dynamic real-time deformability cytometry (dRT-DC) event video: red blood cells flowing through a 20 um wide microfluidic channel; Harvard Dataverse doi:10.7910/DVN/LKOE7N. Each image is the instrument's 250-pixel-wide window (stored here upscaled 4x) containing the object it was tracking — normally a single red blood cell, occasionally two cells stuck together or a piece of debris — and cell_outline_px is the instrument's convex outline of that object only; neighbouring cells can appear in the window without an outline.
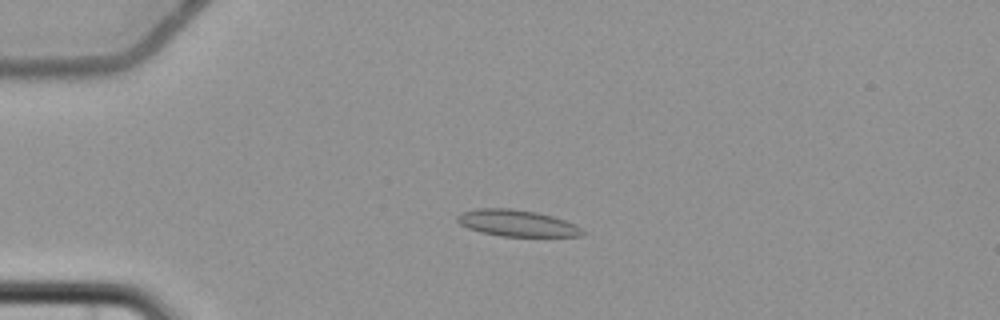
{"species": "common noctule bat (a hibernating species)", "species_latin": "Nyctalus noctula", "temperature_condition": "cold", "stored_images_in_passage": 6, "camera_frame_rate_fps": 3000, "um_per_image_px": 0.085, "animal": {"sex": "female", "body_mass_g": 22.7, "forearm_length_mm": 54.2}, "frame": {"image": 1, "passage_image": 3, "time_ms": 2.333, "image_size_px": [1000, 320], "cell_outline_px": [[584, 236], [500, 236], [480, 232], [468, 228], [460, 224], [456, 220], [456, 216], [460, 212], [480, 208], [508, 208], [536, 212], [552, 216], [576, 224], [584, 232]], "centroid_in_image_um": [43.91, 18.97], "position_along_channel_um": 41.1, "area_um2": 19.31}}
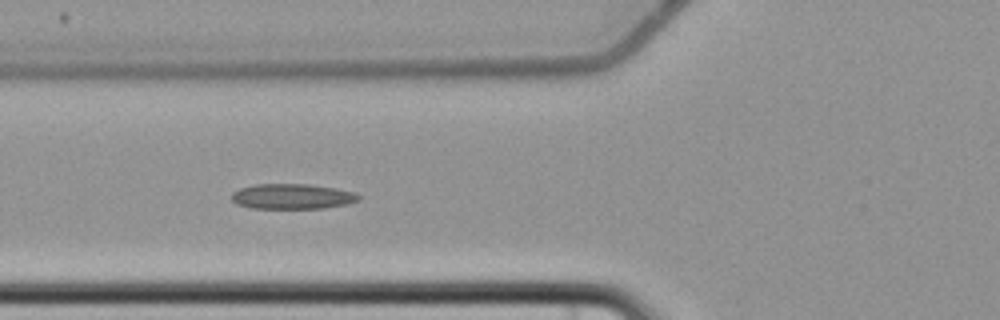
{"frame": {"image": 2, "passage_image": 5, "time_ms": 5.0, "image_size_px": [1000, 320], "cell_outline_px": [[360, 200], [348, 204], [324, 208], [252, 208], [236, 204], [232, 200], [232, 192], [240, 188], [256, 184], [312, 184], [336, 188], [356, 192], [360, 196]], "centroid_in_image_um": [24.88, 16.69], "position_along_channel_um": 100.9, "area_um2": 18.84}}
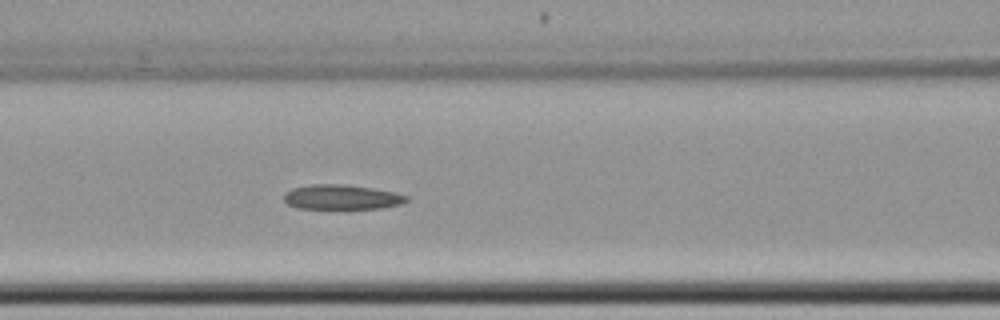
{"frame": {"image": 3, "passage_image": 6, "time_ms": 6.0, "image_size_px": [1000, 320], "cell_outline_px": [[408, 200], [400, 204], [380, 208], [296, 208], [288, 204], [284, 200], [284, 192], [292, 188], [308, 184], [340, 184], [372, 188], [396, 192], [408, 196]], "centroid_in_image_um": [29.01, 16.74], "position_along_channel_um": 137.6, "area_um2": 17.63}}